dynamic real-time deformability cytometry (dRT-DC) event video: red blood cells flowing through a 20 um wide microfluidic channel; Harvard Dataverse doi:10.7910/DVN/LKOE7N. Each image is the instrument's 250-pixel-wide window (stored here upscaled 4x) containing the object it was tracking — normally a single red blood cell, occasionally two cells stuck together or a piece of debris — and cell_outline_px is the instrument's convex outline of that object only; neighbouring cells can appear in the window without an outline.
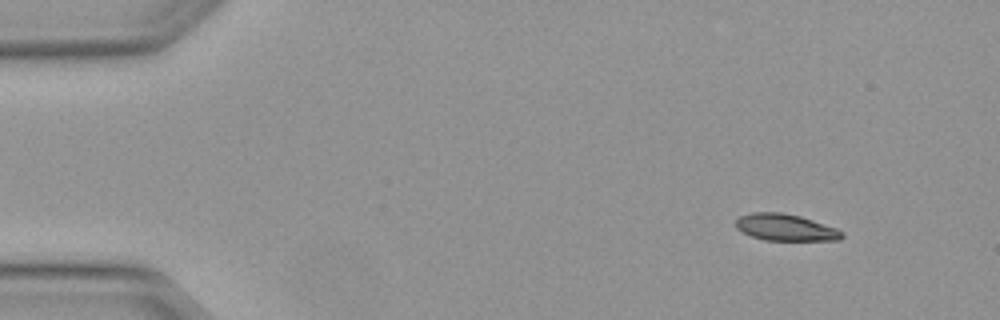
{"species": "Egyptian fruit bat (a non-hibernating species)", "species_latin": "Rousettus aegyptiacus", "temperature_condition": "warm", "stored_images_in_passage": 4, "camera_frame_rate_fps": 3000, "um_per_image_px": 0.085, "animal": {"sex": "female"}, "frame": {"image": 1, "passage_image": 1, "time_ms": 0.0, "image_size_px": [1000, 320], "cell_outline_px": [[844, 236], [840, 240], [764, 240], [752, 236], [736, 228], [736, 220], [740, 216], [752, 212], [780, 212], [800, 216], [836, 228], [844, 232]], "centroid_in_image_um": [66.78, 19.33], "position_along_channel_um": 18.2, "area_um2": 16.42}}
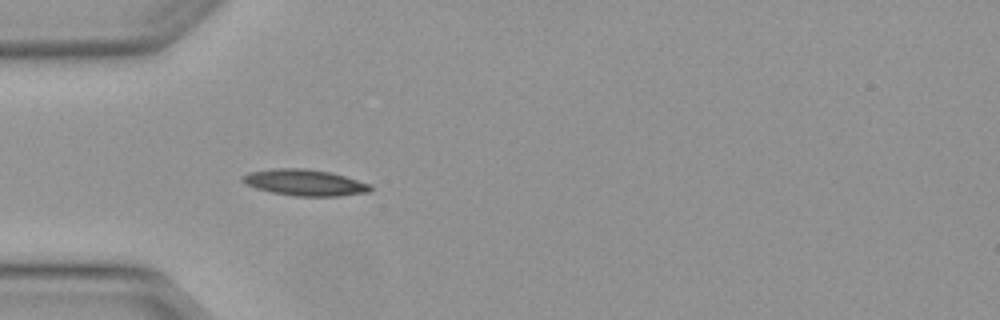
{"frame": {"image": 2, "passage_image": 4, "time_ms": 1.0, "image_size_px": [1000, 320], "cell_outline_px": [[372, 188], [368, 192], [340, 196], [296, 196], [272, 192], [256, 188], [240, 180], [240, 176], [248, 172], [272, 168], [304, 168], [332, 172], [372, 184]], "centroid_in_image_um": [25.91, 15.5], "position_along_channel_um": 59.1, "area_um2": 19.71}}